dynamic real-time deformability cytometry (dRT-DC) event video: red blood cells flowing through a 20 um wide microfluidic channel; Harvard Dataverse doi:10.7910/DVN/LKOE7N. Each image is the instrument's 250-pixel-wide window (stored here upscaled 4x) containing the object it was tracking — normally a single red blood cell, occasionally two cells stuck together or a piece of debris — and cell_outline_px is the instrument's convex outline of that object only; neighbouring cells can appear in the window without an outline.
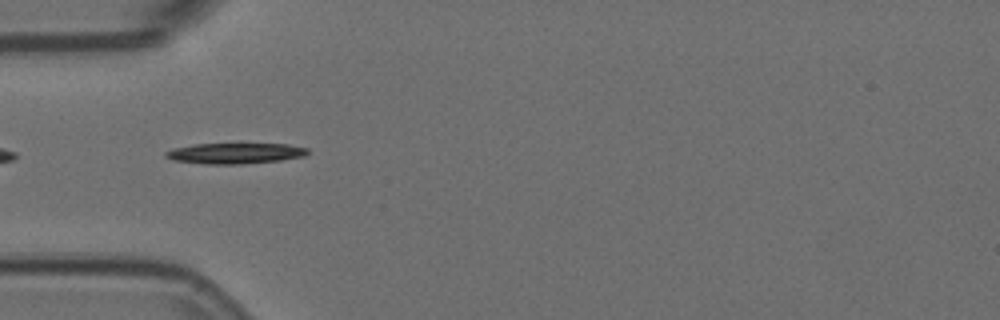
{"species": "Egyptian fruit bat (a non-hibernating species)", "species_latin": "Rousettus aegyptiacus", "temperature_condition": "room temperature", "stored_images_in_passage": 5, "segment_of_instrument_passage": [2, 2], "camera_frame_rate_fps": 3000, "um_per_image_px": 0.085, "animal": {"sex": "female"}, "frame": {"image": 1, "passage_image": 5, "time_ms": 1.333, "image_size_px": [1000, 320], "cell_outline_px": [[308, 152], [304, 156], [280, 160], [240, 164], [204, 164], [172, 160], [164, 156], [164, 152], [172, 148], [192, 144], [288, 144], [308, 148]], "centroid_in_image_um": [19.92, 13.03], "position_along_channel_um": 65.1, "area_um2": 17.17}}